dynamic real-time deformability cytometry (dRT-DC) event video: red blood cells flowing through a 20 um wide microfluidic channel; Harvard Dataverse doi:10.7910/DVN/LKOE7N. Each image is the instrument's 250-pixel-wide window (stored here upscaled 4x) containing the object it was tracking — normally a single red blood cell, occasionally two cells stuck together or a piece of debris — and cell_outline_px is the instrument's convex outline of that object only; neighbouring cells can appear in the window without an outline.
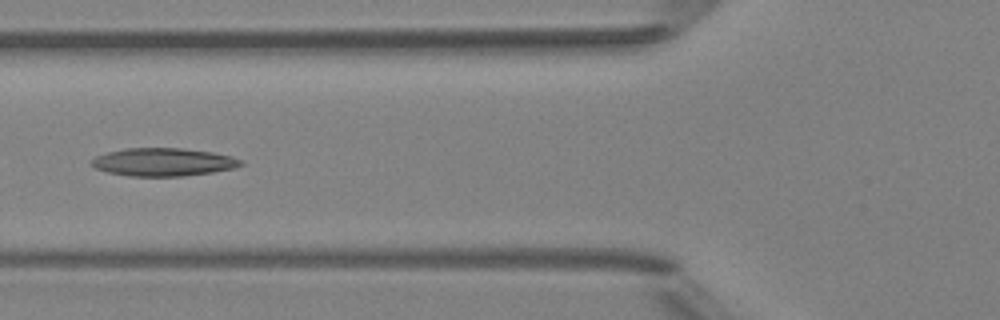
{"species": "Egyptian fruit bat (a non-hibernating species)", "species_latin": "Rousettus aegyptiacus", "temperature_condition": "room temperature", "stored_images_in_passage": 4, "camera_frame_rate_fps": 3000, "um_per_image_px": 0.085, "animal": {"sex": "female"}, "frame": {"image": 1, "passage_image": 3, "time_ms": 3.333, "image_size_px": [1000, 320], "cell_outline_px": [[244, 164], [232, 168], [212, 172], [184, 176], [128, 176], [108, 172], [96, 168], [88, 160], [96, 156], [108, 152], [124, 148], [180, 148], [212, 152], [232, 156], [244, 160]], "centroid_in_image_um": [13.88, 13.77], "position_along_channel_um": 111.9, "area_um2": 24.39}}
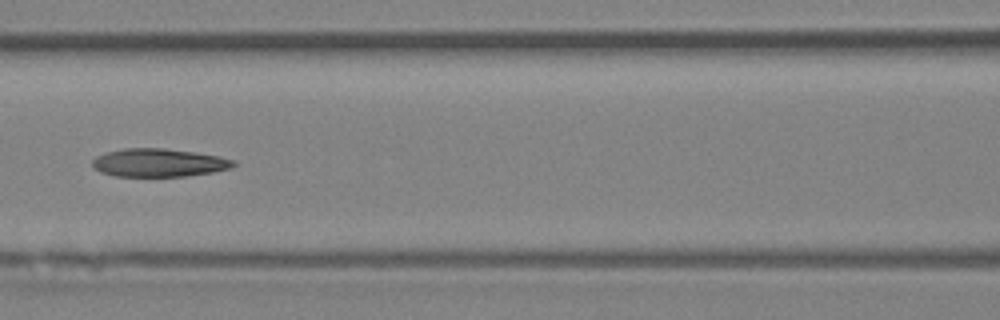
{"frame": {"image": 2, "passage_image": 4, "time_ms": 4.333, "image_size_px": [1000, 320], "cell_outline_px": [[236, 164], [228, 168], [212, 172], [184, 176], [116, 176], [100, 172], [92, 164], [92, 160], [96, 156], [108, 152], [124, 148], [164, 148], [196, 152], [220, 156], [236, 160]], "centroid_in_image_um": [13.51, 13.82], "position_along_channel_um": 153.1, "area_um2": 23.06}}